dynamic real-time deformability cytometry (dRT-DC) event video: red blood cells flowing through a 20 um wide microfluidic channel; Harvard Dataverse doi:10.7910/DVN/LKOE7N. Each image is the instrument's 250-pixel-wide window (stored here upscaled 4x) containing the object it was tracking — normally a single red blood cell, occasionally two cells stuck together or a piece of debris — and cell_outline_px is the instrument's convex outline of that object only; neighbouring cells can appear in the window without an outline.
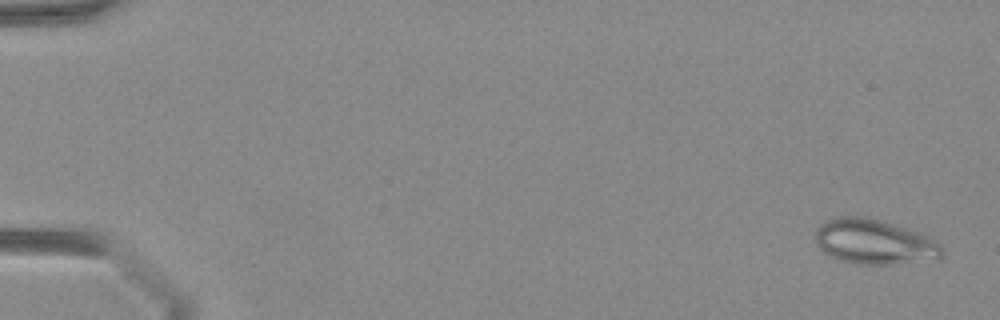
{"species": "Egyptian fruit bat (a non-hibernating species)", "species_latin": "Rousettus aegyptiacus", "temperature_condition": "warm", "stored_images_in_passage": 14, "camera_frame_rate_fps": 3000, "um_per_image_px": 0.085, "animal": {"sex": "female"}, "frame": {"image": 1, "passage_image": 2, "time_ms": 0.333, "image_size_px": [1000, 320], "cell_outline_px": [[944, 256], [940, 260], [888, 264], [856, 264], [840, 260], [824, 252], [820, 248], [816, 240], [816, 232], [820, 224], [824, 220], [840, 216], [860, 216], [880, 220], [928, 236], [940, 244], [944, 248]], "centroid_in_image_um": [74.36, 20.57], "position_along_channel_um": 10.6, "area_um2": 33.18}}